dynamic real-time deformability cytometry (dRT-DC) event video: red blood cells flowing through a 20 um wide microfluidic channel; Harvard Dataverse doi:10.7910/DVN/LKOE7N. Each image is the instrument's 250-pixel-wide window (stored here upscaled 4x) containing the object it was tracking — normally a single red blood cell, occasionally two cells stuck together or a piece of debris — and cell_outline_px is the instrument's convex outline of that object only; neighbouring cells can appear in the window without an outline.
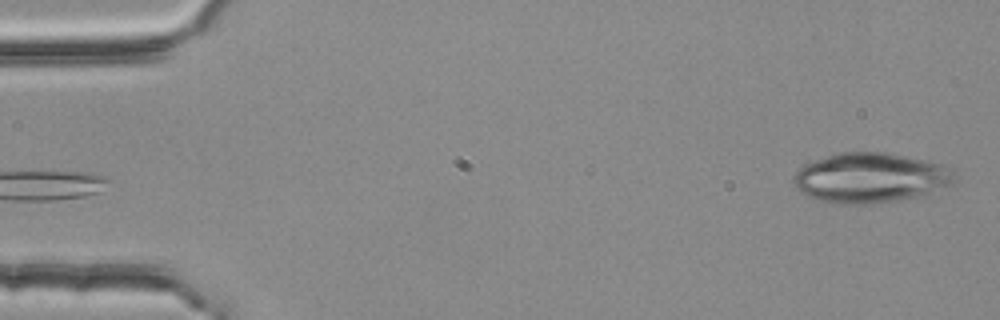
{"species": "common noctule bat (a hibernating species)", "species_latin": "Nyctalus noctula", "temperature_condition": "room temperature", "stored_images_in_passage": 3, "camera_frame_rate_fps": 3000, "um_per_image_px": 0.085, "animal": {"sex": "female", "body_mass_g": 25.1}, "frame": {"image": 1, "passage_image": 3, "time_ms": 0.667, "image_size_px": [1000, 320], "cell_outline_px": [[956, 184], [952, 188], [924, 196], [868, 204], [836, 204], [820, 200], [808, 196], [800, 192], [796, 188], [792, 180], [796, 172], [804, 164], [824, 156], [836, 152], [888, 152], [924, 160], [952, 168]], "centroid_in_image_um": [74.04, 15.12], "position_along_channel_um": 11.0, "area_um2": 47.63}}